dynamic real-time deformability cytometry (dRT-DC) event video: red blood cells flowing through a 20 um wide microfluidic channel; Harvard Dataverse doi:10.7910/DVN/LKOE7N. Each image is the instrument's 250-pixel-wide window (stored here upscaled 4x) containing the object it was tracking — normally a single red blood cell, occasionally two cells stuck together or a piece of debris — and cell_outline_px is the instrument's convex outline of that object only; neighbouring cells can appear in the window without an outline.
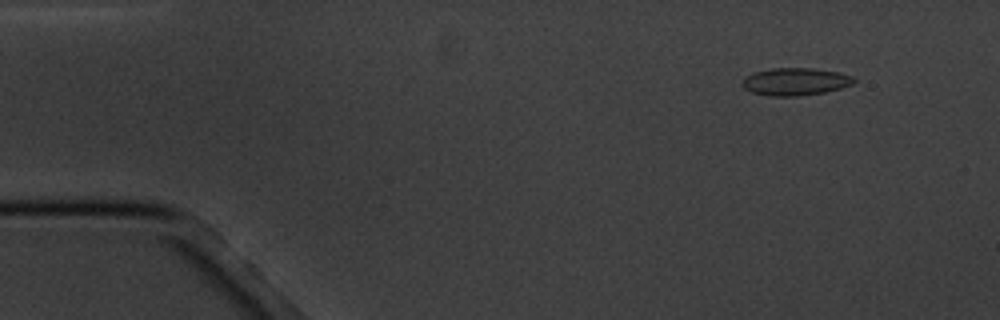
{"species": "common noctule bat (a hibernating species)", "species_latin": "Nyctalus noctula", "temperature_condition": "cold", "stored_images_in_passage": 5, "camera_frame_rate_fps": 3000, "um_per_image_px": 0.085, "animal": {"sex": "male", "body_mass_g": 20.1, "forearm_length_mm": 53.5}, "frame": {"image": 1, "passage_image": 2, "time_ms": 1.333, "image_size_px": [1000, 320], "cell_outline_px": [[856, 80], [852, 84], [840, 88], [824, 92], [796, 96], [768, 96], [752, 92], [744, 88], [740, 84], [744, 76], [752, 72], [772, 68], [812, 68], [840, 72], [852, 76]], "centroid_in_image_um": [67.55, 6.93], "position_along_channel_um": 17.4, "area_um2": 18.03}}
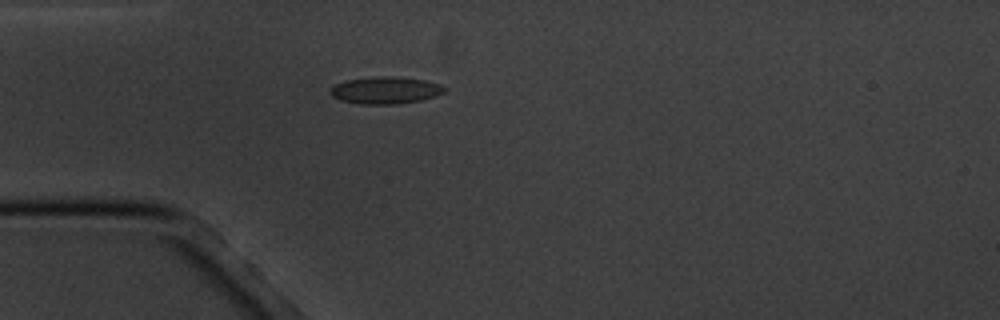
{"frame": {"image": 2, "passage_image": 5, "time_ms": 4.667, "image_size_px": [1000, 320], "cell_outline_px": [[448, 88], [444, 92], [436, 96], [420, 100], [396, 104], [360, 104], [340, 100], [332, 96], [328, 92], [328, 88], [344, 80], [372, 76], [396, 76], [424, 80], [440, 84]], "centroid_in_image_um": [32.73, 7.66], "position_along_channel_um": 52.3, "area_um2": 18.32}}